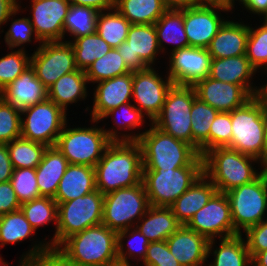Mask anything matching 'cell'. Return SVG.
<instances>
[{
    "label": "cell",
    "mask_w": 267,
    "mask_h": 266,
    "mask_svg": "<svg viewBox=\"0 0 267 266\" xmlns=\"http://www.w3.org/2000/svg\"><path fill=\"white\" fill-rule=\"evenodd\" d=\"M252 266H267V249L261 252H258L251 259Z\"/></svg>",
    "instance_id": "obj_60"
},
{
    "label": "cell",
    "mask_w": 267,
    "mask_h": 266,
    "mask_svg": "<svg viewBox=\"0 0 267 266\" xmlns=\"http://www.w3.org/2000/svg\"><path fill=\"white\" fill-rule=\"evenodd\" d=\"M231 112H218L210 126L209 150L218 147H228L231 142Z\"/></svg>",
    "instance_id": "obj_49"
},
{
    "label": "cell",
    "mask_w": 267,
    "mask_h": 266,
    "mask_svg": "<svg viewBox=\"0 0 267 266\" xmlns=\"http://www.w3.org/2000/svg\"><path fill=\"white\" fill-rule=\"evenodd\" d=\"M96 188L103 195L142 182V152L137 141L111 142L94 167Z\"/></svg>",
    "instance_id": "obj_1"
},
{
    "label": "cell",
    "mask_w": 267,
    "mask_h": 266,
    "mask_svg": "<svg viewBox=\"0 0 267 266\" xmlns=\"http://www.w3.org/2000/svg\"><path fill=\"white\" fill-rule=\"evenodd\" d=\"M165 59H169L166 73L174 84L193 86L209 76L212 57L208 49L186 47L168 53Z\"/></svg>",
    "instance_id": "obj_17"
},
{
    "label": "cell",
    "mask_w": 267,
    "mask_h": 266,
    "mask_svg": "<svg viewBox=\"0 0 267 266\" xmlns=\"http://www.w3.org/2000/svg\"><path fill=\"white\" fill-rule=\"evenodd\" d=\"M217 192L213 183L202 174L175 202L169 206L181 225H187L194 214Z\"/></svg>",
    "instance_id": "obj_27"
},
{
    "label": "cell",
    "mask_w": 267,
    "mask_h": 266,
    "mask_svg": "<svg viewBox=\"0 0 267 266\" xmlns=\"http://www.w3.org/2000/svg\"><path fill=\"white\" fill-rule=\"evenodd\" d=\"M227 19L208 46L212 58L236 57L246 54L249 23Z\"/></svg>",
    "instance_id": "obj_26"
},
{
    "label": "cell",
    "mask_w": 267,
    "mask_h": 266,
    "mask_svg": "<svg viewBox=\"0 0 267 266\" xmlns=\"http://www.w3.org/2000/svg\"><path fill=\"white\" fill-rule=\"evenodd\" d=\"M96 189L94 167L69 164L59 182L57 193L53 199L56 202L71 201Z\"/></svg>",
    "instance_id": "obj_29"
},
{
    "label": "cell",
    "mask_w": 267,
    "mask_h": 266,
    "mask_svg": "<svg viewBox=\"0 0 267 266\" xmlns=\"http://www.w3.org/2000/svg\"><path fill=\"white\" fill-rule=\"evenodd\" d=\"M142 266H182L172 255L166 240L150 242Z\"/></svg>",
    "instance_id": "obj_50"
},
{
    "label": "cell",
    "mask_w": 267,
    "mask_h": 266,
    "mask_svg": "<svg viewBox=\"0 0 267 266\" xmlns=\"http://www.w3.org/2000/svg\"><path fill=\"white\" fill-rule=\"evenodd\" d=\"M20 206L10 181L0 183V216L20 209Z\"/></svg>",
    "instance_id": "obj_53"
},
{
    "label": "cell",
    "mask_w": 267,
    "mask_h": 266,
    "mask_svg": "<svg viewBox=\"0 0 267 266\" xmlns=\"http://www.w3.org/2000/svg\"><path fill=\"white\" fill-rule=\"evenodd\" d=\"M209 240L186 225L174 232L166 243L182 266H206Z\"/></svg>",
    "instance_id": "obj_22"
},
{
    "label": "cell",
    "mask_w": 267,
    "mask_h": 266,
    "mask_svg": "<svg viewBox=\"0 0 267 266\" xmlns=\"http://www.w3.org/2000/svg\"><path fill=\"white\" fill-rule=\"evenodd\" d=\"M88 79L85 71L77 69L71 73L62 75L49 89L48 99L56 103L66 113L73 103L86 101L89 96ZM71 104V105H70Z\"/></svg>",
    "instance_id": "obj_31"
},
{
    "label": "cell",
    "mask_w": 267,
    "mask_h": 266,
    "mask_svg": "<svg viewBox=\"0 0 267 266\" xmlns=\"http://www.w3.org/2000/svg\"><path fill=\"white\" fill-rule=\"evenodd\" d=\"M103 203L104 195L97 189L71 201L57 202V229L53 237L47 241L52 251H55L70 236L101 224Z\"/></svg>",
    "instance_id": "obj_6"
},
{
    "label": "cell",
    "mask_w": 267,
    "mask_h": 266,
    "mask_svg": "<svg viewBox=\"0 0 267 266\" xmlns=\"http://www.w3.org/2000/svg\"><path fill=\"white\" fill-rule=\"evenodd\" d=\"M66 113L53 101H45L21 110V137L55 146L64 125L69 121Z\"/></svg>",
    "instance_id": "obj_12"
},
{
    "label": "cell",
    "mask_w": 267,
    "mask_h": 266,
    "mask_svg": "<svg viewBox=\"0 0 267 266\" xmlns=\"http://www.w3.org/2000/svg\"><path fill=\"white\" fill-rule=\"evenodd\" d=\"M131 72L123 61L116 48H112L107 54L95 60L85 71L89 84L114 78Z\"/></svg>",
    "instance_id": "obj_44"
},
{
    "label": "cell",
    "mask_w": 267,
    "mask_h": 266,
    "mask_svg": "<svg viewBox=\"0 0 267 266\" xmlns=\"http://www.w3.org/2000/svg\"><path fill=\"white\" fill-rule=\"evenodd\" d=\"M257 70L250 64L246 55L212 58L209 77L218 81L241 85L252 96L260 93L261 86H256L253 79L256 78Z\"/></svg>",
    "instance_id": "obj_23"
},
{
    "label": "cell",
    "mask_w": 267,
    "mask_h": 266,
    "mask_svg": "<svg viewBox=\"0 0 267 266\" xmlns=\"http://www.w3.org/2000/svg\"><path fill=\"white\" fill-rule=\"evenodd\" d=\"M7 148L13 168L18 169L36 168L41 162L47 146L19 137L8 143Z\"/></svg>",
    "instance_id": "obj_42"
},
{
    "label": "cell",
    "mask_w": 267,
    "mask_h": 266,
    "mask_svg": "<svg viewBox=\"0 0 267 266\" xmlns=\"http://www.w3.org/2000/svg\"><path fill=\"white\" fill-rule=\"evenodd\" d=\"M211 239L208 242L206 266H252L245 238L238 234L228 238ZM216 241V242H215ZM218 244V246L216 245Z\"/></svg>",
    "instance_id": "obj_28"
},
{
    "label": "cell",
    "mask_w": 267,
    "mask_h": 266,
    "mask_svg": "<svg viewBox=\"0 0 267 266\" xmlns=\"http://www.w3.org/2000/svg\"><path fill=\"white\" fill-rule=\"evenodd\" d=\"M264 118H265V128L267 132V100H264ZM265 169H267V147L265 153Z\"/></svg>",
    "instance_id": "obj_64"
},
{
    "label": "cell",
    "mask_w": 267,
    "mask_h": 266,
    "mask_svg": "<svg viewBox=\"0 0 267 266\" xmlns=\"http://www.w3.org/2000/svg\"><path fill=\"white\" fill-rule=\"evenodd\" d=\"M20 209L36 231L40 227L48 226L51 222L55 225L54 229H57L58 204L53 198L42 196L22 203Z\"/></svg>",
    "instance_id": "obj_43"
},
{
    "label": "cell",
    "mask_w": 267,
    "mask_h": 266,
    "mask_svg": "<svg viewBox=\"0 0 267 266\" xmlns=\"http://www.w3.org/2000/svg\"><path fill=\"white\" fill-rule=\"evenodd\" d=\"M13 170L7 144H0V183L10 181Z\"/></svg>",
    "instance_id": "obj_54"
},
{
    "label": "cell",
    "mask_w": 267,
    "mask_h": 266,
    "mask_svg": "<svg viewBox=\"0 0 267 266\" xmlns=\"http://www.w3.org/2000/svg\"><path fill=\"white\" fill-rule=\"evenodd\" d=\"M10 183L20 204L42 197L37 184L35 168L14 169Z\"/></svg>",
    "instance_id": "obj_47"
},
{
    "label": "cell",
    "mask_w": 267,
    "mask_h": 266,
    "mask_svg": "<svg viewBox=\"0 0 267 266\" xmlns=\"http://www.w3.org/2000/svg\"><path fill=\"white\" fill-rule=\"evenodd\" d=\"M69 162L56 146H48L35 168L40 195L54 198Z\"/></svg>",
    "instance_id": "obj_30"
},
{
    "label": "cell",
    "mask_w": 267,
    "mask_h": 266,
    "mask_svg": "<svg viewBox=\"0 0 267 266\" xmlns=\"http://www.w3.org/2000/svg\"><path fill=\"white\" fill-rule=\"evenodd\" d=\"M135 227L150 241H162L176 232L181 224L170 207L152 206L148 208Z\"/></svg>",
    "instance_id": "obj_32"
},
{
    "label": "cell",
    "mask_w": 267,
    "mask_h": 266,
    "mask_svg": "<svg viewBox=\"0 0 267 266\" xmlns=\"http://www.w3.org/2000/svg\"><path fill=\"white\" fill-rule=\"evenodd\" d=\"M0 57V91L31 66V54L26 50L8 48Z\"/></svg>",
    "instance_id": "obj_46"
},
{
    "label": "cell",
    "mask_w": 267,
    "mask_h": 266,
    "mask_svg": "<svg viewBox=\"0 0 267 266\" xmlns=\"http://www.w3.org/2000/svg\"><path fill=\"white\" fill-rule=\"evenodd\" d=\"M35 235L36 230L21 209L0 216V249L8 244L22 243Z\"/></svg>",
    "instance_id": "obj_41"
},
{
    "label": "cell",
    "mask_w": 267,
    "mask_h": 266,
    "mask_svg": "<svg viewBox=\"0 0 267 266\" xmlns=\"http://www.w3.org/2000/svg\"><path fill=\"white\" fill-rule=\"evenodd\" d=\"M45 266H73L68 264L55 251H51L43 258L39 259Z\"/></svg>",
    "instance_id": "obj_59"
},
{
    "label": "cell",
    "mask_w": 267,
    "mask_h": 266,
    "mask_svg": "<svg viewBox=\"0 0 267 266\" xmlns=\"http://www.w3.org/2000/svg\"><path fill=\"white\" fill-rule=\"evenodd\" d=\"M67 42H70L74 49L77 69L83 71H86L95 60L101 58L112 49L97 32Z\"/></svg>",
    "instance_id": "obj_39"
},
{
    "label": "cell",
    "mask_w": 267,
    "mask_h": 266,
    "mask_svg": "<svg viewBox=\"0 0 267 266\" xmlns=\"http://www.w3.org/2000/svg\"><path fill=\"white\" fill-rule=\"evenodd\" d=\"M90 122L89 127H71L67 121L59 134L55 146L67 158L69 164L95 167L112 142L98 125L100 121L90 119Z\"/></svg>",
    "instance_id": "obj_7"
},
{
    "label": "cell",
    "mask_w": 267,
    "mask_h": 266,
    "mask_svg": "<svg viewBox=\"0 0 267 266\" xmlns=\"http://www.w3.org/2000/svg\"><path fill=\"white\" fill-rule=\"evenodd\" d=\"M71 5L92 7L97 11H106L115 8V0H68Z\"/></svg>",
    "instance_id": "obj_55"
},
{
    "label": "cell",
    "mask_w": 267,
    "mask_h": 266,
    "mask_svg": "<svg viewBox=\"0 0 267 266\" xmlns=\"http://www.w3.org/2000/svg\"><path fill=\"white\" fill-rule=\"evenodd\" d=\"M6 260L2 257V255L0 254V265L2 264V263H4Z\"/></svg>",
    "instance_id": "obj_67"
},
{
    "label": "cell",
    "mask_w": 267,
    "mask_h": 266,
    "mask_svg": "<svg viewBox=\"0 0 267 266\" xmlns=\"http://www.w3.org/2000/svg\"><path fill=\"white\" fill-rule=\"evenodd\" d=\"M259 23L255 27L249 25L245 55L257 72L261 71L262 76L263 71L267 70V21L261 19Z\"/></svg>",
    "instance_id": "obj_45"
},
{
    "label": "cell",
    "mask_w": 267,
    "mask_h": 266,
    "mask_svg": "<svg viewBox=\"0 0 267 266\" xmlns=\"http://www.w3.org/2000/svg\"><path fill=\"white\" fill-rule=\"evenodd\" d=\"M157 69L147 67L133 72L132 102L150 123L160 114L167 92L174 84L167 73L162 76Z\"/></svg>",
    "instance_id": "obj_14"
},
{
    "label": "cell",
    "mask_w": 267,
    "mask_h": 266,
    "mask_svg": "<svg viewBox=\"0 0 267 266\" xmlns=\"http://www.w3.org/2000/svg\"><path fill=\"white\" fill-rule=\"evenodd\" d=\"M167 9H184L199 6L197 0H162Z\"/></svg>",
    "instance_id": "obj_58"
},
{
    "label": "cell",
    "mask_w": 267,
    "mask_h": 266,
    "mask_svg": "<svg viewBox=\"0 0 267 266\" xmlns=\"http://www.w3.org/2000/svg\"><path fill=\"white\" fill-rule=\"evenodd\" d=\"M21 0L19 1V7L15 9L6 20L5 25L10 22V27L5 31L4 35V43L6 47L13 49H22L25 50V45H30L29 43L36 42L38 48L42 42L38 39L35 34L32 23L30 22L29 17H20L18 18L16 15L21 16V12L23 14V7L21 6ZM21 11V12H20ZM17 17V18H16ZM33 40V42H32Z\"/></svg>",
    "instance_id": "obj_37"
},
{
    "label": "cell",
    "mask_w": 267,
    "mask_h": 266,
    "mask_svg": "<svg viewBox=\"0 0 267 266\" xmlns=\"http://www.w3.org/2000/svg\"><path fill=\"white\" fill-rule=\"evenodd\" d=\"M186 226L208 240L238 235L234 230L227 195L222 192H216L208 203L194 214Z\"/></svg>",
    "instance_id": "obj_16"
},
{
    "label": "cell",
    "mask_w": 267,
    "mask_h": 266,
    "mask_svg": "<svg viewBox=\"0 0 267 266\" xmlns=\"http://www.w3.org/2000/svg\"><path fill=\"white\" fill-rule=\"evenodd\" d=\"M149 243L150 241L136 227L117 232L118 262L132 265L131 260H134L133 262L136 261L135 264L138 265L146 256Z\"/></svg>",
    "instance_id": "obj_38"
},
{
    "label": "cell",
    "mask_w": 267,
    "mask_h": 266,
    "mask_svg": "<svg viewBox=\"0 0 267 266\" xmlns=\"http://www.w3.org/2000/svg\"><path fill=\"white\" fill-rule=\"evenodd\" d=\"M243 7L252 17L259 16L260 20L267 16V0H248Z\"/></svg>",
    "instance_id": "obj_56"
},
{
    "label": "cell",
    "mask_w": 267,
    "mask_h": 266,
    "mask_svg": "<svg viewBox=\"0 0 267 266\" xmlns=\"http://www.w3.org/2000/svg\"><path fill=\"white\" fill-rule=\"evenodd\" d=\"M0 97L22 110L48 99V89L36 77L35 70L30 66L0 91Z\"/></svg>",
    "instance_id": "obj_24"
},
{
    "label": "cell",
    "mask_w": 267,
    "mask_h": 266,
    "mask_svg": "<svg viewBox=\"0 0 267 266\" xmlns=\"http://www.w3.org/2000/svg\"><path fill=\"white\" fill-rule=\"evenodd\" d=\"M47 237L45 236L44 239H41L40 241H35V239H31L30 241L33 240L31 243L30 249L27 251L23 252L19 257L20 260H18V265L17 266H25L27 261H33V260H38L43 258L45 255L50 253L52 249L50 248V245L47 242ZM33 244V245H32ZM0 266H10V263L5 261L2 263Z\"/></svg>",
    "instance_id": "obj_52"
},
{
    "label": "cell",
    "mask_w": 267,
    "mask_h": 266,
    "mask_svg": "<svg viewBox=\"0 0 267 266\" xmlns=\"http://www.w3.org/2000/svg\"><path fill=\"white\" fill-rule=\"evenodd\" d=\"M266 73V74H265ZM264 75H267V70L264 72ZM263 85L261 84V89L259 95L264 99L267 100V80L265 81Z\"/></svg>",
    "instance_id": "obj_63"
},
{
    "label": "cell",
    "mask_w": 267,
    "mask_h": 266,
    "mask_svg": "<svg viewBox=\"0 0 267 266\" xmlns=\"http://www.w3.org/2000/svg\"><path fill=\"white\" fill-rule=\"evenodd\" d=\"M154 25L158 45L163 56L168 55L165 48L166 44L173 45L169 53L190 47L184 28V9H168Z\"/></svg>",
    "instance_id": "obj_33"
},
{
    "label": "cell",
    "mask_w": 267,
    "mask_h": 266,
    "mask_svg": "<svg viewBox=\"0 0 267 266\" xmlns=\"http://www.w3.org/2000/svg\"><path fill=\"white\" fill-rule=\"evenodd\" d=\"M203 174V166L176 169H143L142 182L149 204L171 206Z\"/></svg>",
    "instance_id": "obj_9"
},
{
    "label": "cell",
    "mask_w": 267,
    "mask_h": 266,
    "mask_svg": "<svg viewBox=\"0 0 267 266\" xmlns=\"http://www.w3.org/2000/svg\"><path fill=\"white\" fill-rule=\"evenodd\" d=\"M251 259L267 249V218L248 228L243 234Z\"/></svg>",
    "instance_id": "obj_51"
},
{
    "label": "cell",
    "mask_w": 267,
    "mask_h": 266,
    "mask_svg": "<svg viewBox=\"0 0 267 266\" xmlns=\"http://www.w3.org/2000/svg\"><path fill=\"white\" fill-rule=\"evenodd\" d=\"M18 7L19 0H0V34L4 32L2 27L5 26L8 16Z\"/></svg>",
    "instance_id": "obj_57"
},
{
    "label": "cell",
    "mask_w": 267,
    "mask_h": 266,
    "mask_svg": "<svg viewBox=\"0 0 267 266\" xmlns=\"http://www.w3.org/2000/svg\"><path fill=\"white\" fill-rule=\"evenodd\" d=\"M236 1V2H235ZM238 1V2H237ZM248 0H226V9L231 13L235 12V5L237 4H241L240 6L243 8V6L246 4ZM234 11V12H233Z\"/></svg>",
    "instance_id": "obj_61"
},
{
    "label": "cell",
    "mask_w": 267,
    "mask_h": 266,
    "mask_svg": "<svg viewBox=\"0 0 267 266\" xmlns=\"http://www.w3.org/2000/svg\"><path fill=\"white\" fill-rule=\"evenodd\" d=\"M21 137V110L0 97V144Z\"/></svg>",
    "instance_id": "obj_48"
},
{
    "label": "cell",
    "mask_w": 267,
    "mask_h": 266,
    "mask_svg": "<svg viewBox=\"0 0 267 266\" xmlns=\"http://www.w3.org/2000/svg\"><path fill=\"white\" fill-rule=\"evenodd\" d=\"M200 5H217L226 8V0H197Z\"/></svg>",
    "instance_id": "obj_62"
},
{
    "label": "cell",
    "mask_w": 267,
    "mask_h": 266,
    "mask_svg": "<svg viewBox=\"0 0 267 266\" xmlns=\"http://www.w3.org/2000/svg\"><path fill=\"white\" fill-rule=\"evenodd\" d=\"M110 266H135V264L134 265H125V264H123V263H116V264H113V265H110Z\"/></svg>",
    "instance_id": "obj_66"
},
{
    "label": "cell",
    "mask_w": 267,
    "mask_h": 266,
    "mask_svg": "<svg viewBox=\"0 0 267 266\" xmlns=\"http://www.w3.org/2000/svg\"><path fill=\"white\" fill-rule=\"evenodd\" d=\"M116 49L132 72L157 66L162 54L154 24H131L127 39Z\"/></svg>",
    "instance_id": "obj_15"
},
{
    "label": "cell",
    "mask_w": 267,
    "mask_h": 266,
    "mask_svg": "<svg viewBox=\"0 0 267 266\" xmlns=\"http://www.w3.org/2000/svg\"><path fill=\"white\" fill-rule=\"evenodd\" d=\"M98 13L99 11L92 7L70 5L63 25L64 41H73L75 38L95 33ZM67 35L72 39L67 40Z\"/></svg>",
    "instance_id": "obj_40"
},
{
    "label": "cell",
    "mask_w": 267,
    "mask_h": 266,
    "mask_svg": "<svg viewBox=\"0 0 267 266\" xmlns=\"http://www.w3.org/2000/svg\"><path fill=\"white\" fill-rule=\"evenodd\" d=\"M31 67L36 77L49 89L62 75L77 70L74 49L66 41L42 42L31 53Z\"/></svg>",
    "instance_id": "obj_13"
},
{
    "label": "cell",
    "mask_w": 267,
    "mask_h": 266,
    "mask_svg": "<svg viewBox=\"0 0 267 266\" xmlns=\"http://www.w3.org/2000/svg\"><path fill=\"white\" fill-rule=\"evenodd\" d=\"M109 117L113 120V126L107 129L105 123L102 128L112 142L138 141L140 136L145 132H141L142 126L146 123V120H148L133 102L122 104L117 108L111 109L105 113L99 121L103 122L104 119ZM134 129H140V131H135Z\"/></svg>",
    "instance_id": "obj_25"
},
{
    "label": "cell",
    "mask_w": 267,
    "mask_h": 266,
    "mask_svg": "<svg viewBox=\"0 0 267 266\" xmlns=\"http://www.w3.org/2000/svg\"><path fill=\"white\" fill-rule=\"evenodd\" d=\"M190 113L193 147L203 156L209 151L210 126L217 116L218 111L196 98L193 101Z\"/></svg>",
    "instance_id": "obj_35"
},
{
    "label": "cell",
    "mask_w": 267,
    "mask_h": 266,
    "mask_svg": "<svg viewBox=\"0 0 267 266\" xmlns=\"http://www.w3.org/2000/svg\"><path fill=\"white\" fill-rule=\"evenodd\" d=\"M196 98L193 86L173 84L167 92L160 114L152 124L193 146L190 112Z\"/></svg>",
    "instance_id": "obj_11"
},
{
    "label": "cell",
    "mask_w": 267,
    "mask_h": 266,
    "mask_svg": "<svg viewBox=\"0 0 267 266\" xmlns=\"http://www.w3.org/2000/svg\"><path fill=\"white\" fill-rule=\"evenodd\" d=\"M130 26L131 23L116 8L101 11L97 15L96 32L112 48L125 42Z\"/></svg>",
    "instance_id": "obj_36"
},
{
    "label": "cell",
    "mask_w": 267,
    "mask_h": 266,
    "mask_svg": "<svg viewBox=\"0 0 267 266\" xmlns=\"http://www.w3.org/2000/svg\"><path fill=\"white\" fill-rule=\"evenodd\" d=\"M93 88V107L88 105L85 112H90V118L100 120V118L113 108L122 104L132 102L133 72L116 76L111 79L95 83Z\"/></svg>",
    "instance_id": "obj_20"
},
{
    "label": "cell",
    "mask_w": 267,
    "mask_h": 266,
    "mask_svg": "<svg viewBox=\"0 0 267 266\" xmlns=\"http://www.w3.org/2000/svg\"><path fill=\"white\" fill-rule=\"evenodd\" d=\"M137 141L142 152L143 169H176L203 166V156L189 143L176 139L152 123Z\"/></svg>",
    "instance_id": "obj_4"
},
{
    "label": "cell",
    "mask_w": 267,
    "mask_h": 266,
    "mask_svg": "<svg viewBox=\"0 0 267 266\" xmlns=\"http://www.w3.org/2000/svg\"><path fill=\"white\" fill-rule=\"evenodd\" d=\"M196 97L218 112H231L253 96L241 85L215 80L209 76L193 85Z\"/></svg>",
    "instance_id": "obj_21"
},
{
    "label": "cell",
    "mask_w": 267,
    "mask_h": 266,
    "mask_svg": "<svg viewBox=\"0 0 267 266\" xmlns=\"http://www.w3.org/2000/svg\"><path fill=\"white\" fill-rule=\"evenodd\" d=\"M55 252L73 266H110L118 263L117 232L103 223L67 238Z\"/></svg>",
    "instance_id": "obj_2"
},
{
    "label": "cell",
    "mask_w": 267,
    "mask_h": 266,
    "mask_svg": "<svg viewBox=\"0 0 267 266\" xmlns=\"http://www.w3.org/2000/svg\"><path fill=\"white\" fill-rule=\"evenodd\" d=\"M28 16L41 42L64 41V22L70 3L68 0H29Z\"/></svg>",
    "instance_id": "obj_19"
},
{
    "label": "cell",
    "mask_w": 267,
    "mask_h": 266,
    "mask_svg": "<svg viewBox=\"0 0 267 266\" xmlns=\"http://www.w3.org/2000/svg\"><path fill=\"white\" fill-rule=\"evenodd\" d=\"M263 170L265 168L258 159L228 147L210 149L203 155V174L213 183L217 192L226 193L252 182Z\"/></svg>",
    "instance_id": "obj_3"
},
{
    "label": "cell",
    "mask_w": 267,
    "mask_h": 266,
    "mask_svg": "<svg viewBox=\"0 0 267 266\" xmlns=\"http://www.w3.org/2000/svg\"><path fill=\"white\" fill-rule=\"evenodd\" d=\"M231 142L228 148L254 157L265 168L267 132L264 118V99L253 96L243 106L231 111Z\"/></svg>",
    "instance_id": "obj_5"
},
{
    "label": "cell",
    "mask_w": 267,
    "mask_h": 266,
    "mask_svg": "<svg viewBox=\"0 0 267 266\" xmlns=\"http://www.w3.org/2000/svg\"><path fill=\"white\" fill-rule=\"evenodd\" d=\"M225 7L217 5H199L184 8V28L189 46L207 49L219 28L230 17ZM227 12V13H226Z\"/></svg>",
    "instance_id": "obj_18"
},
{
    "label": "cell",
    "mask_w": 267,
    "mask_h": 266,
    "mask_svg": "<svg viewBox=\"0 0 267 266\" xmlns=\"http://www.w3.org/2000/svg\"><path fill=\"white\" fill-rule=\"evenodd\" d=\"M115 8L131 24H155L168 10L162 0H115Z\"/></svg>",
    "instance_id": "obj_34"
},
{
    "label": "cell",
    "mask_w": 267,
    "mask_h": 266,
    "mask_svg": "<svg viewBox=\"0 0 267 266\" xmlns=\"http://www.w3.org/2000/svg\"><path fill=\"white\" fill-rule=\"evenodd\" d=\"M150 207L143 182L104 195L102 223L120 232L135 227Z\"/></svg>",
    "instance_id": "obj_10"
},
{
    "label": "cell",
    "mask_w": 267,
    "mask_h": 266,
    "mask_svg": "<svg viewBox=\"0 0 267 266\" xmlns=\"http://www.w3.org/2000/svg\"><path fill=\"white\" fill-rule=\"evenodd\" d=\"M25 266H45L39 259L33 261H27Z\"/></svg>",
    "instance_id": "obj_65"
},
{
    "label": "cell",
    "mask_w": 267,
    "mask_h": 266,
    "mask_svg": "<svg viewBox=\"0 0 267 266\" xmlns=\"http://www.w3.org/2000/svg\"><path fill=\"white\" fill-rule=\"evenodd\" d=\"M234 230L243 234L267 218V169L252 182L226 192Z\"/></svg>",
    "instance_id": "obj_8"
}]
</instances>
